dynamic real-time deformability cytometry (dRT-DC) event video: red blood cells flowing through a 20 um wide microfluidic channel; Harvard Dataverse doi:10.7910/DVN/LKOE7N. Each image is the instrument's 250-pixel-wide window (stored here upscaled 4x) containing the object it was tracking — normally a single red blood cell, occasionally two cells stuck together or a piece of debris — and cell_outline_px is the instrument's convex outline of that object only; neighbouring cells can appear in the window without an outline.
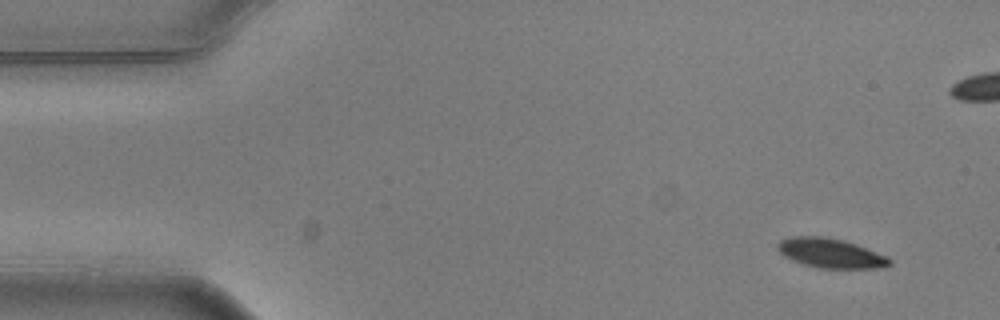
{"species": "common noctule bat (a hibernating species)", "species_latin": "Nyctalus noctula", "temperature_condition": "warm", "stored_images_in_passage": 5, "camera_frame_rate_fps": 3000, "um_per_image_px": 0.085, "animal": {"sex": "male", "body_mass_g": 20.5, "forearm_length_mm": 52.5}, "frame": {"image": 1, "passage_image": 1, "time_ms": 0.0, "image_size_px": [1000, 320], "cell_outline_px": [[892, 264], [876, 268], [820, 268], [804, 264], [792, 260], [784, 256], [776, 248], [776, 244], [780, 240], [788, 236], [824, 236], [844, 240], [856, 244], [884, 256], [892, 260]], "centroid_in_image_um": [70.53, 21.5], "position_along_channel_um": 14.5, "area_um2": 19.13}}